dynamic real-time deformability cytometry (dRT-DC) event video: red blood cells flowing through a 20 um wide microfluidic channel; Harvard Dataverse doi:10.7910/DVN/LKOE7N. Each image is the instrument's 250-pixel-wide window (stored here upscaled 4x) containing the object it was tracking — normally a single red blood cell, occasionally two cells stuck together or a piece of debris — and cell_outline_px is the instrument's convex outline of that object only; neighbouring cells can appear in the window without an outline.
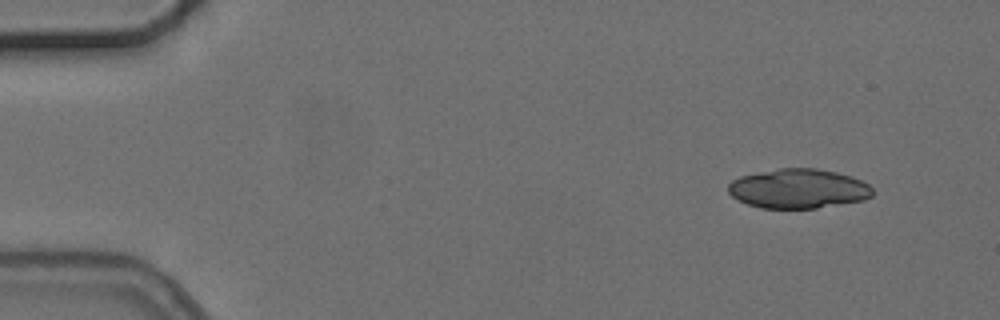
{"species": "common noctule bat (a hibernating species)", "species_latin": "Nyctalus noctula", "temperature_condition": "cold", "stored_images_in_passage": 5, "segment_of_instrument_passage": [1, 2], "camera_frame_rate_fps": 3000, "um_per_image_px": 0.085, "animal": {"sex": "female", "body_mass_g": 24.6, "forearm_length_mm": 56.2}, "frame": {"image": 1, "passage_image": 1, "time_ms": 0.0, "image_size_px": [1000, 320], "cell_outline_px": [[872, 196], [864, 200], [816, 208], [760, 208], [748, 204], [732, 196], [728, 192], [728, 184], [732, 180], [740, 176], [780, 168], [816, 168], [836, 172], [852, 176], [868, 184], [872, 188]], "centroid_in_image_um": [67.86, 16.03], "position_along_channel_um": 17.1, "area_um2": 33.12}}